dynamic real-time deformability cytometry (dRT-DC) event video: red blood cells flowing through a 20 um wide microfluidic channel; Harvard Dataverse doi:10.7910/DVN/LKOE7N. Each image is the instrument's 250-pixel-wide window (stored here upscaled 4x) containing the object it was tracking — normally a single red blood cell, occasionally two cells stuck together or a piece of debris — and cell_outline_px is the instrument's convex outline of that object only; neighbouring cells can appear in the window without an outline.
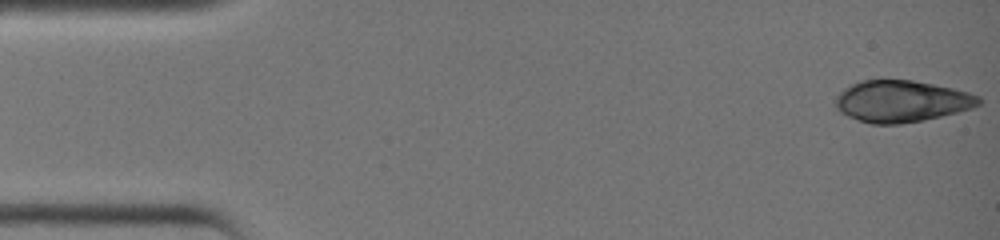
{"species": "common noctule bat (a hibernating species)", "species_latin": "Nyctalus noctula", "temperature_condition": "warm", "stored_images_in_passage": 34, "segment_of_instrument_passage": [1, 2], "camera_frame_rate_fps": 3000, "um_per_image_px": 0.085, "animal": {"sex": "female", "body_mass_g": 19.0, "forearm_length_mm": 51.5}, "frame": {"image": 1, "passage_image": 1, "time_ms": 0.0, "image_size_px": [1000, 240], "cell_outline_px": [[980, 104], [972, 108], [924, 120], [900, 124], [872, 124], [848, 116], [840, 112], [836, 108], [836, 96], [844, 88], [860, 80], [912, 80], [952, 88], [968, 92], [980, 96]], "centroid_in_image_um": [76.62, 8.6], "position_along_channel_um": 8.4, "area_um2": 34.56}}